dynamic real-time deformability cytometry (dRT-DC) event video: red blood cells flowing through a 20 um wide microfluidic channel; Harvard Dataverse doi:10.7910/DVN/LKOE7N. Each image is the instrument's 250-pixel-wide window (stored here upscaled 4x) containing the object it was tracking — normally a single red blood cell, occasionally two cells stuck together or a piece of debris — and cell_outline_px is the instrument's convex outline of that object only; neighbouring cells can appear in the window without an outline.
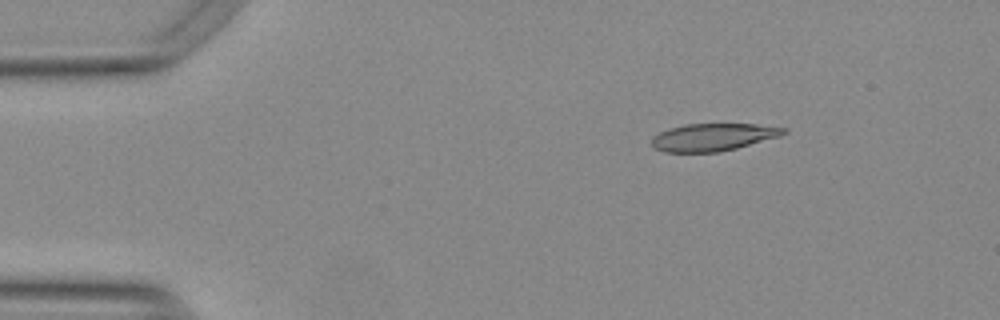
{"species": "Egyptian fruit bat (a non-hibernating species)", "species_latin": "Rousettus aegyptiacus", "temperature_condition": "warm", "stored_images_in_passage": 20, "camera_frame_rate_fps": 3000, "um_per_image_px": 0.085, "animal": {"sex": "female"}, "frame": {"image": 1, "passage_image": 1, "time_ms": 0.0, "image_size_px": [1000, 320], "cell_outline_px": [[788, 132], [780, 136], [736, 148], [720, 152], [664, 152], [656, 148], [652, 144], [652, 136], [668, 128], [684, 124], [756, 124], [788, 128]], "centroid_in_image_um": [60.62, 11.65], "position_along_channel_um": 24.4, "area_um2": 21.15}}
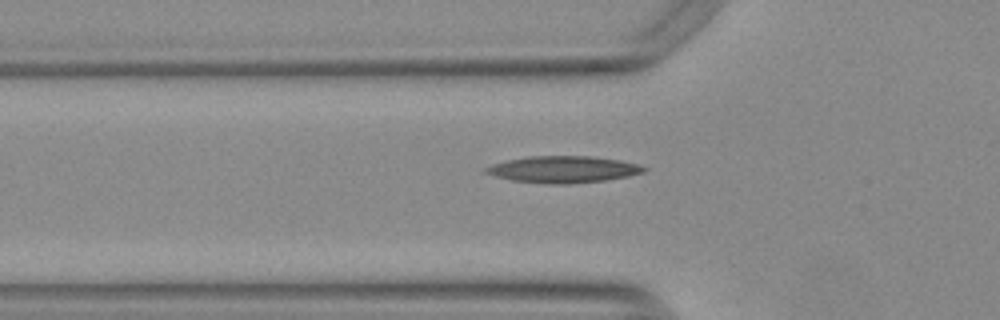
{"frame": {"image": 2, "passage_image": 11, "time_ms": 3.333, "image_size_px": [1000, 320], "cell_outline_px": [[648, 168], [644, 172], [628, 176], [604, 180], [568, 184], [548, 184], [512, 180], [496, 176], [484, 172], [484, 168], [492, 164], [504, 160], [528, 156], [592, 156], [620, 160], [640, 164]], "centroid_in_image_um": [47.87, 14.39], "position_along_channel_um": 77.9, "area_um2": 24.68}}
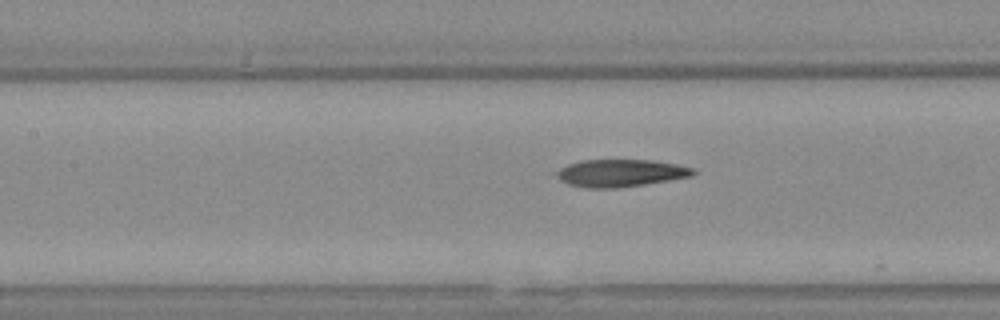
{"frame": {"image": 3, "passage_image": 17, "time_ms": 5.333, "image_size_px": [1000, 320], "cell_outline_px": [[696, 172], [692, 176], [644, 184], [616, 188], [588, 188], [568, 184], [560, 180], [552, 172], [568, 164], [580, 160], [652, 160], [676, 164], [696, 168]], "centroid_in_image_um": [52.72, 14.7], "position_along_channel_um": 154.7, "area_um2": 21.91}}